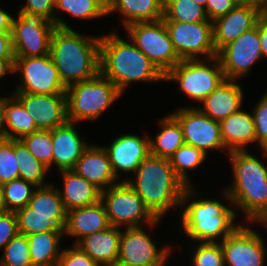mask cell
Masks as SVG:
<instances>
[{
	"label": "cell",
	"instance_id": "7c38bea8",
	"mask_svg": "<svg viewBox=\"0 0 267 266\" xmlns=\"http://www.w3.org/2000/svg\"><path fill=\"white\" fill-rule=\"evenodd\" d=\"M12 21V44L15 57H41L50 54L56 25L41 15L16 12Z\"/></svg>",
	"mask_w": 267,
	"mask_h": 266
},
{
	"label": "cell",
	"instance_id": "d6986e66",
	"mask_svg": "<svg viewBox=\"0 0 267 266\" xmlns=\"http://www.w3.org/2000/svg\"><path fill=\"white\" fill-rule=\"evenodd\" d=\"M79 127H81L80 124L67 121L52 129L53 168H56V172L73 169L78 159L92 143L85 141L82 135L80 136Z\"/></svg>",
	"mask_w": 267,
	"mask_h": 266
},
{
	"label": "cell",
	"instance_id": "1f68e13d",
	"mask_svg": "<svg viewBox=\"0 0 267 266\" xmlns=\"http://www.w3.org/2000/svg\"><path fill=\"white\" fill-rule=\"evenodd\" d=\"M61 13V14H60ZM76 18L77 20H95L105 19L107 15L100 9V7L93 0H56L54 12V24L59 28H73L64 21V15Z\"/></svg>",
	"mask_w": 267,
	"mask_h": 266
},
{
	"label": "cell",
	"instance_id": "6f0895ef",
	"mask_svg": "<svg viewBox=\"0 0 267 266\" xmlns=\"http://www.w3.org/2000/svg\"><path fill=\"white\" fill-rule=\"evenodd\" d=\"M261 16L267 18V1L265 3L264 7L261 9Z\"/></svg>",
	"mask_w": 267,
	"mask_h": 266
},
{
	"label": "cell",
	"instance_id": "836d02e7",
	"mask_svg": "<svg viewBox=\"0 0 267 266\" xmlns=\"http://www.w3.org/2000/svg\"><path fill=\"white\" fill-rule=\"evenodd\" d=\"M15 155L19 165V178L33 183L37 187L46 186L49 168L36 159L20 139H15Z\"/></svg>",
	"mask_w": 267,
	"mask_h": 266
},
{
	"label": "cell",
	"instance_id": "d590c367",
	"mask_svg": "<svg viewBox=\"0 0 267 266\" xmlns=\"http://www.w3.org/2000/svg\"><path fill=\"white\" fill-rule=\"evenodd\" d=\"M19 233L30 235L40 232L64 231L53 223V215H41L31 212L29 205L16 212Z\"/></svg>",
	"mask_w": 267,
	"mask_h": 266
},
{
	"label": "cell",
	"instance_id": "7dc6e473",
	"mask_svg": "<svg viewBox=\"0 0 267 266\" xmlns=\"http://www.w3.org/2000/svg\"><path fill=\"white\" fill-rule=\"evenodd\" d=\"M0 58L15 59L11 31H0Z\"/></svg>",
	"mask_w": 267,
	"mask_h": 266
},
{
	"label": "cell",
	"instance_id": "680465c9",
	"mask_svg": "<svg viewBox=\"0 0 267 266\" xmlns=\"http://www.w3.org/2000/svg\"><path fill=\"white\" fill-rule=\"evenodd\" d=\"M194 1L206 9L207 0H194Z\"/></svg>",
	"mask_w": 267,
	"mask_h": 266
},
{
	"label": "cell",
	"instance_id": "277c9868",
	"mask_svg": "<svg viewBox=\"0 0 267 266\" xmlns=\"http://www.w3.org/2000/svg\"><path fill=\"white\" fill-rule=\"evenodd\" d=\"M157 218L163 219L180 210L187 186L176 175L170 160L149 155L125 181Z\"/></svg>",
	"mask_w": 267,
	"mask_h": 266
},
{
	"label": "cell",
	"instance_id": "d6a6232c",
	"mask_svg": "<svg viewBox=\"0 0 267 266\" xmlns=\"http://www.w3.org/2000/svg\"><path fill=\"white\" fill-rule=\"evenodd\" d=\"M208 155L194 146L184 144L169 158L171 166L176 175L188 186H194L192 171L199 169L205 164ZM191 174V175H190Z\"/></svg>",
	"mask_w": 267,
	"mask_h": 266
},
{
	"label": "cell",
	"instance_id": "44dd1931",
	"mask_svg": "<svg viewBox=\"0 0 267 266\" xmlns=\"http://www.w3.org/2000/svg\"><path fill=\"white\" fill-rule=\"evenodd\" d=\"M237 80L224 79L196 106L204 115L221 122L243 107L244 87Z\"/></svg>",
	"mask_w": 267,
	"mask_h": 266
},
{
	"label": "cell",
	"instance_id": "cb8c5ba5",
	"mask_svg": "<svg viewBox=\"0 0 267 266\" xmlns=\"http://www.w3.org/2000/svg\"><path fill=\"white\" fill-rule=\"evenodd\" d=\"M110 226L105 207L101 201L82 208L67 212L64 237L74 238L72 245H76L84 237L97 233Z\"/></svg>",
	"mask_w": 267,
	"mask_h": 266
},
{
	"label": "cell",
	"instance_id": "11a10c76",
	"mask_svg": "<svg viewBox=\"0 0 267 266\" xmlns=\"http://www.w3.org/2000/svg\"><path fill=\"white\" fill-rule=\"evenodd\" d=\"M6 204H5V199H4V193H3V187L0 184V213L6 212Z\"/></svg>",
	"mask_w": 267,
	"mask_h": 266
},
{
	"label": "cell",
	"instance_id": "ee69618b",
	"mask_svg": "<svg viewBox=\"0 0 267 266\" xmlns=\"http://www.w3.org/2000/svg\"><path fill=\"white\" fill-rule=\"evenodd\" d=\"M16 12L41 15L46 20L54 23V12L56 0H25Z\"/></svg>",
	"mask_w": 267,
	"mask_h": 266
},
{
	"label": "cell",
	"instance_id": "ffe728a7",
	"mask_svg": "<svg viewBox=\"0 0 267 266\" xmlns=\"http://www.w3.org/2000/svg\"><path fill=\"white\" fill-rule=\"evenodd\" d=\"M261 16V11L250 5H237L213 23V42L218 53L225 45L235 41L242 33L251 30Z\"/></svg>",
	"mask_w": 267,
	"mask_h": 266
},
{
	"label": "cell",
	"instance_id": "e0dca14e",
	"mask_svg": "<svg viewBox=\"0 0 267 266\" xmlns=\"http://www.w3.org/2000/svg\"><path fill=\"white\" fill-rule=\"evenodd\" d=\"M146 132L147 130L141 132L142 135L122 132L114 136L108 145H103L119 180L126 181L130 178L141 162L150 155L149 133Z\"/></svg>",
	"mask_w": 267,
	"mask_h": 266
},
{
	"label": "cell",
	"instance_id": "b9f144b4",
	"mask_svg": "<svg viewBox=\"0 0 267 266\" xmlns=\"http://www.w3.org/2000/svg\"><path fill=\"white\" fill-rule=\"evenodd\" d=\"M251 109L256 129L257 148L267 149V90Z\"/></svg>",
	"mask_w": 267,
	"mask_h": 266
},
{
	"label": "cell",
	"instance_id": "e575fe53",
	"mask_svg": "<svg viewBox=\"0 0 267 266\" xmlns=\"http://www.w3.org/2000/svg\"><path fill=\"white\" fill-rule=\"evenodd\" d=\"M162 19L189 23L209 21L205 8L194 0H164Z\"/></svg>",
	"mask_w": 267,
	"mask_h": 266
},
{
	"label": "cell",
	"instance_id": "f6af8a7d",
	"mask_svg": "<svg viewBox=\"0 0 267 266\" xmlns=\"http://www.w3.org/2000/svg\"><path fill=\"white\" fill-rule=\"evenodd\" d=\"M18 233L16 213L12 211L0 213V250Z\"/></svg>",
	"mask_w": 267,
	"mask_h": 266
},
{
	"label": "cell",
	"instance_id": "8992f818",
	"mask_svg": "<svg viewBox=\"0 0 267 266\" xmlns=\"http://www.w3.org/2000/svg\"><path fill=\"white\" fill-rule=\"evenodd\" d=\"M122 96L117 86L100 73L86 81L73 83L66 87L68 121L78 124L95 122Z\"/></svg>",
	"mask_w": 267,
	"mask_h": 266
},
{
	"label": "cell",
	"instance_id": "f546056e",
	"mask_svg": "<svg viewBox=\"0 0 267 266\" xmlns=\"http://www.w3.org/2000/svg\"><path fill=\"white\" fill-rule=\"evenodd\" d=\"M31 212L41 215H53V223L59 229H65L67 211L61 199L57 184L51 183L37 187L28 204Z\"/></svg>",
	"mask_w": 267,
	"mask_h": 266
},
{
	"label": "cell",
	"instance_id": "7bdbcfd3",
	"mask_svg": "<svg viewBox=\"0 0 267 266\" xmlns=\"http://www.w3.org/2000/svg\"><path fill=\"white\" fill-rule=\"evenodd\" d=\"M70 246V247H69ZM63 247L56 266H99L87 253L77 245Z\"/></svg>",
	"mask_w": 267,
	"mask_h": 266
},
{
	"label": "cell",
	"instance_id": "83f0119b",
	"mask_svg": "<svg viewBox=\"0 0 267 266\" xmlns=\"http://www.w3.org/2000/svg\"><path fill=\"white\" fill-rule=\"evenodd\" d=\"M157 121V133L155 136L149 133L150 155L169 159L179 147L185 144L183 131L170 112Z\"/></svg>",
	"mask_w": 267,
	"mask_h": 266
},
{
	"label": "cell",
	"instance_id": "7a4b0ae2",
	"mask_svg": "<svg viewBox=\"0 0 267 266\" xmlns=\"http://www.w3.org/2000/svg\"><path fill=\"white\" fill-rule=\"evenodd\" d=\"M261 156L254 152L229 153L228 161L232 180L224 188L230 196L237 216L243 223H259L267 215V149H260ZM260 158V159H259ZM240 210V211H239ZM240 212V213H239ZM244 216V217H243Z\"/></svg>",
	"mask_w": 267,
	"mask_h": 266
},
{
	"label": "cell",
	"instance_id": "603a6c76",
	"mask_svg": "<svg viewBox=\"0 0 267 266\" xmlns=\"http://www.w3.org/2000/svg\"><path fill=\"white\" fill-rule=\"evenodd\" d=\"M243 107L220 122L221 138L228 153L250 150L257 138L252 111ZM249 148V149H248Z\"/></svg>",
	"mask_w": 267,
	"mask_h": 266
},
{
	"label": "cell",
	"instance_id": "9f6ffc18",
	"mask_svg": "<svg viewBox=\"0 0 267 266\" xmlns=\"http://www.w3.org/2000/svg\"><path fill=\"white\" fill-rule=\"evenodd\" d=\"M258 228L262 226V229L267 230V215L258 223Z\"/></svg>",
	"mask_w": 267,
	"mask_h": 266
},
{
	"label": "cell",
	"instance_id": "4dcf8cb0",
	"mask_svg": "<svg viewBox=\"0 0 267 266\" xmlns=\"http://www.w3.org/2000/svg\"><path fill=\"white\" fill-rule=\"evenodd\" d=\"M5 139H21L37 131L33 118L24 109L22 103L9 91L6 93Z\"/></svg>",
	"mask_w": 267,
	"mask_h": 266
},
{
	"label": "cell",
	"instance_id": "5bb4252c",
	"mask_svg": "<svg viewBox=\"0 0 267 266\" xmlns=\"http://www.w3.org/2000/svg\"><path fill=\"white\" fill-rule=\"evenodd\" d=\"M164 22L181 60L210 59L217 56L213 42L212 21Z\"/></svg>",
	"mask_w": 267,
	"mask_h": 266
},
{
	"label": "cell",
	"instance_id": "3957f363",
	"mask_svg": "<svg viewBox=\"0 0 267 266\" xmlns=\"http://www.w3.org/2000/svg\"><path fill=\"white\" fill-rule=\"evenodd\" d=\"M116 29L102 33L99 46V73L110 79L124 94L136 82H164V74L129 39Z\"/></svg>",
	"mask_w": 267,
	"mask_h": 266
},
{
	"label": "cell",
	"instance_id": "f907efd6",
	"mask_svg": "<svg viewBox=\"0 0 267 266\" xmlns=\"http://www.w3.org/2000/svg\"><path fill=\"white\" fill-rule=\"evenodd\" d=\"M14 60L15 59H6L0 58V81L5 80L8 74L12 75L14 70Z\"/></svg>",
	"mask_w": 267,
	"mask_h": 266
},
{
	"label": "cell",
	"instance_id": "4fadbf2b",
	"mask_svg": "<svg viewBox=\"0 0 267 266\" xmlns=\"http://www.w3.org/2000/svg\"><path fill=\"white\" fill-rule=\"evenodd\" d=\"M170 114L179 122L185 144L194 146L207 155L211 151H221L226 156L229 154L221 138L220 122L204 115L193 104L186 107L182 105Z\"/></svg>",
	"mask_w": 267,
	"mask_h": 266
},
{
	"label": "cell",
	"instance_id": "ba28073f",
	"mask_svg": "<svg viewBox=\"0 0 267 266\" xmlns=\"http://www.w3.org/2000/svg\"><path fill=\"white\" fill-rule=\"evenodd\" d=\"M219 58L181 60L164 76L165 82H173L194 107L201 103L224 80ZM196 104V105H195Z\"/></svg>",
	"mask_w": 267,
	"mask_h": 266
},
{
	"label": "cell",
	"instance_id": "30bf717a",
	"mask_svg": "<svg viewBox=\"0 0 267 266\" xmlns=\"http://www.w3.org/2000/svg\"><path fill=\"white\" fill-rule=\"evenodd\" d=\"M124 30V35H127L164 75L181 61L163 19L154 22H136Z\"/></svg>",
	"mask_w": 267,
	"mask_h": 266
},
{
	"label": "cell",
	"instance_id": "db71d44e",
	"mask_svg": "<svg viewBox=\"0 0 267 266\" xmlns=\"http://www.w3.org/2000/svg\"><path fill=\"white\" fill-rule=\"evenodd\" d=\"M238 5H250L257 7L260 11L264 7L267 0H235Z\"/></svg>",
	"mask_w": 267,
	"mask_h": 266
},
{
	"label": "cell",
	"instance_id": "9a60e30c",
	"mask_svg": "<svg viewBox=\"0 0 267 266\" xmlns=\"http://www.w3.org/2000/svg\"><path fill=\"white\" fill-rule=\"evenodd\" d=\"M253 225L257 223H243L222 240L225 266H265L267 238Z\"/></svg>",
	"mask_w": 267,
	"mask_h": 266
},
{
	"label": "cell",
	"instance_id": "d4e9b609",
	"mask_svg": "<svg viewBox=\"0 0 267 266\" xmlns=\"http://www.w3.org/2000/svg\"><path fill=\"white\" fill-rule=\"evenodd\" d=\"M121 228L109 226L81 239L76 245L99 266L117 265Z\"/></svg>",
	"mask_w": 267,
	"mask_h": 266
},
{
	"label": "cell",
	"instance_id": "681fc988",
	"mask_svg": "<svg viewBox=\"0 0 267 266\" xmlns=\"http://www.w3.org/2000/svg\"><path fill=\"white\" fill-rule=\"evenodd\" d=\"M13 14L0 6V31H11Z\"/></svg>",
	"mask_w": 267,
	"mask_h": 266
},
{
	"label": "cell",
	"instance_id": "ab89813d",
	"mask_svg": "<svg viewBox=\"0 0 267 266\" xmlns=\"http://www.w3.org/2000/svg\"><path fill=\"white\" fill-rule=\"evenodd\" d=\"M192 249L187 252L189 266H225L224 253L220 243L192 242Z\"/></svg>",
	"mask_w": 267,
	"mask_h": 266
},
{
	"label": "cell",
	"instance_id": "f1b7e54d",
	"mask_svg": "<svg viewBox=\"0 0 267 266\" xmlns=\"http://www.w3.org/2000/svg\"><path fill=\"white\" fill-rule=\"evenodd\" d=\"M33 266H56L63 249L64 231H49L27 235Z\"/></svg>",
	"mask_w": 267,
	"mask_h": 266
},
{
	"label": "cell",
	"instance_id": "ac0fdd59",
	"mask_svg": "<svg viewBox=\"0 0 267 266\" xmlns=\"http://www.w3.org/2000/svg\"><path fill=\"white\" fill-rule=\"evenodd\" d=\"M33 118L37 130H49L68 121L66 94L12 92Z\"/></svg>",
	"mask_w": 267,
	"mask_h": 266
},
{
	"label": "cell",
	"instance_id": "4316f807",
	"mask_svg": "<svg viewBox=\"0 0 267 266\" xmlns=\"http://www.w3.org/2000/svg\"><path fill=\"white\" fill-rule=\"evenodd\" d=\"M119 14V22L125 28L136 22H154L164 16V0H116L107 17Z\"/></svg>",
	"mask_w": 267,
	"mask_h": 266
},
{
	"label": "cell",
	"instance_id": "6da1fadb",
	"mask_svg": "<svg viewBox=\"0 0 267 266\" xmlns=\"http://www.w3.org/2000/svg\"><path fill=\"white\" fill-rule=\"evenodd\" d=\"M195 189L197 190L196 186H188L183 194L180 211L176 213L178 217L180 216L178 229L181 228L179 231L183 233V238L189 239L187 242L190 244H192L191 241L221 243L243 222L238 219L229 193L224 188L220 193V200L216 197L204 196L201 194L202 191L198 192Z\"/></svg>",
	"mask_w": 267,
	"mask_h": 266
},
{
	"label": "cell",
	"instance_id": "f35d334b",
	"mask_svg": "<svg viewBox=\"0 0 267 266\" xmlns=\"http://www.w3.org/2000/svg\"><path fill=\"white\" fill-rule=\"evenodd\" d=\"M0 266H33L26 235L18 233L1 250Z\"/></svg>",
	"mask_w": 267,
	"mask_h": 266
},
{
	"label": "cell",
	"instance_id": "74e56055",
	"mask_svg": "<svg viewBox=\"0 0 267 266\" xmlns=\"http://www.w3.org/2000/svg\"><path fill=\"white\" fill-rule=\"evenodd\" d=\"M2 187L7 211L12 212L27 206L37 188L33 183L21 178L5 183Z\"/></svg>",
	"mask_w": 267,
	"mask_h": 266
},
{
	"label": "cell",
	"instance_id": "484cf974",
	"mask_svg": "<svg viewBox=\"0 0 267 266\" xmlns=\"http://www.w3.org/2000/svg\"><path fill=\"white\" fill-rule=\"evenodd\" d=\"M62 178V188L58 187L61 199L66 211L76 208L90 206L101 198V190L85 178L78 175L75 171L61 170L57 171Z\"/></svg>",
	"mask_w": 267,
	"mask_h": 266
},
{
	"label": "cell",
	"instance_id": "bcb514c9",
	"mask_svg": "<svg viewBox=\"0 0 267 266\" xmlns=\"http://www.w3.org/2000/svg\"><path fill=\"white\" fill-rule=\"evenodd\" d=\"M237 5L235 0H207L205 12L209 21H214L226 15Z\"/></svg>",
	"mask_w": 267,
	"mask_h": 266
},
{
	"label": "cell",
	"instance_id": "8fae6325",
	"mask_svg": "<svg viewBox=\"0 0 267 266\" xmlns=\"http://www.w3.org/2000/svg\"><path fill=\"white\" fill-rule=\"evenodd\" d=\"M13 74V77L18 76L19 83L11 92L66 94V86L61 81L50 54L41 57H15Z\"/></svg>",
	"mask_w": 267,
	"mask_h": 266
},
{
	"label": "cell",
	"instance_id": "5b68a950",
	"mask_svg": "<svg viewBox=\"0 0 267 266\" xmlns=\"http://www.w3.org/2000/svg\"><path fill=\"white\" fill-rule=\"evenodd\" d=\"M100 39L101 34L80 33L75 28H55L50 56L66 87L91 79L99 73Z\"/></svg>",
	"mask_w": 267,
	"mask_h": 266
},
{
	"label": "cell",
	"instance_id": "9c48e42d",
	"mask_svg": "<svg viewBox=\"0 0 267 266\" xmlns=\"http://www.w3.org/2000/svg\"><path fill=\"white\" fill-rule=\"evenodd\" d=\"M100 201L105 207L111 226L144 227L157 220L144 205L143 200L125 181L101 191Z\"/></svg>",
	"mask_w": 267,
	"mask_h": 266
},
{
	"label": "cell",
	"instance_id": "52a82bcc",
	"mask_svg": "<svg viewBox=\"0 0 267 266\" xmlns=\"http://www.w3.org/2000/svg\"><path fill=\"white\" fill-rule=\"evenodd\" d=\"M162 222L164 223L163 219H157L154 223L144 227L121 228L117 265L168 266L167 264H170L169 261H171L169 259H173L172 255L176 253L175 249L180 252L183 249L179 245L178 247L175 245V247L171 241L167 244L162 243V246L158 245V242H154L155 238L151 237L153 230L158 228ZM150 232L152 234H149Z\"/></svg>",
	"mask_w": 267,
	"mask_h": 266
},
{
	"label": "cell",
	"instance_id": "2e32d148",
	"mask_svg": "<svg viewBox=\"0 0 267 266\" xmlns=\"http://www.w3.org/2000/svg\"><path fill=\"white\" fill-rule=\"evenodd\" d=\"M225 79L239 80L250 74L253 66L263 61L258 21L251 30L225 45L217 54Z\"/></svg>",
	"mask_w": 267,
	"mask_h": 266
},
{
	"label": "cell",
	"instance_id": "91938a15",
	"mask_svg": "<svg viewBox=\"0 0 267 266\" xmlns=\"http://www.w3.org/2000/svg\"><path fill=\"white\" fill-rule=\"evenodd\" d=\"M5 138H3V137H0V143L4 140Z\"/></svg>",
	"mask_w": 267,
	"mask_h": 266
},
{
	"label": "cell",
	"instance_id": "60d3db41",
	"mask_svg": "<svg viewBox=\"0 0 267 266\" xmlns=\"http://www.w3.org/2000/svg\"><path fill=\"white\" fill-rule=\"evenodd\" d=\"M19 178V165L15 155V139H4L0 143V184Z\"/></svg>",
	"mask_w": 267,
	"mask_h": 266
},
{
	"label": "cell",
	"instance_id": "8d00e7d4",
	"mask_svg": "<svg viewBox=\"0 0 267 266\" xmlns=\"http://www.w3.org/2000/svg\"><path fill=\"white\" fill-rule=\"evenodd\" d=\"M29 152L51 172L53 167L52 130H37L20 139Z\"/></svg>",
	"mask_w": 267,
	"mask_h": 266
},
{
	"label": "cell",
	"instance_id": "f5cc1de1",
	"mask_svg": "<svg viewBox=\"0 0 267 266\" xmlns=\"http://www.w3.org/2000/svg\"><path fill=\"white\" fill-rule=\"evenodd\" d=\"M100 9L107 15L113 8L116 0H93Z\"/></svg>",
	"mask_w": 267,
	"mask_h": 266
},
{
	"label": "cell",
	"instance_id": "816d5d0a",
	"mask_svg": "<svg viewBox=\"0 0 267 266\" xmlns=\"http://www.w3.org/2000/svg\"><path fill=\"white\" fill-rule=\"evenodd\" d=\"M6 101V95H0V137L5 138V129H6V121H5V110L4 105Z\"/></svg>",
	"mask_w": 267,
	"mask_h": 266
},
{
	"label": "cell",
	"instance_id": "c3c4849f",
	"mask_svg": "<svg viewBox=\"0 0 267 266\" xmlns=\"http://www.w3.org/2000/svg\"><path fill=\"white\" fill-rule=\"evenodd\" d=\"M258 34L263 61L267 59V18L260 16L258 19Z\"/></svg>",
	"mask_w": 267,
	"mask_h": 266
},
{
	"label": "cell",
	"instance_id": "7402d4cb",
	"mask_svg": "<svg viewBox=\"0 0 267 266\" xmlns=\"http://www.w3.org/2000/svg\"><path fill=\"white\" fill-rule=\"evenodd\" d=\"M72 170L101 191L121 182L113 172L106 150L93 141Z\"/></svg>",
	"mask_w": 267,
	"mask_h": 266
}]
</instances>
